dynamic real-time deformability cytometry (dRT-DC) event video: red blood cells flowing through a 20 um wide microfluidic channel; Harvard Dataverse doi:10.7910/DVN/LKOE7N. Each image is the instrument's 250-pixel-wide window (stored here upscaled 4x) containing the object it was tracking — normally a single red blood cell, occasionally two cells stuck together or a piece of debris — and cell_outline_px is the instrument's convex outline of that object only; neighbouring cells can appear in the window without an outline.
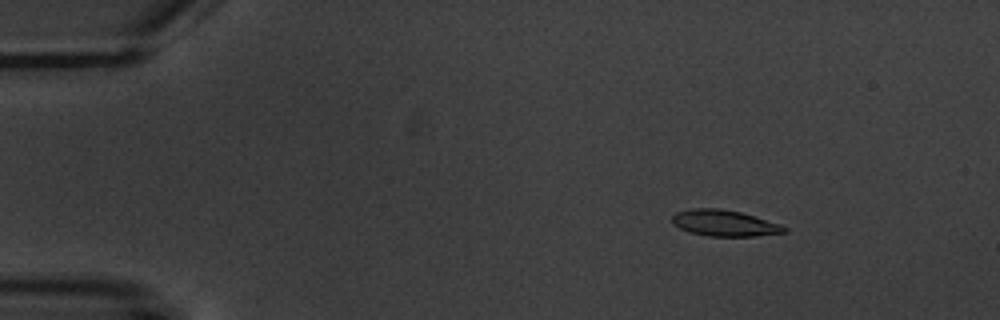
{"species": "common noctule bat (a hibernating species)", "species_latin": "Nyctalus noctula", "temperature_condition": "warm", "stored_images_in_passage": 13, "camera_frame_rate_fps": 3000, "um_per_image_px": 0.085, "animal": {"sex": "male", "body_mass_g": 20.1, "forearm_length_mm": 53.5}, "frame": {"image": 1, "passage_image": 3, "time_ms": 2.333, "image_size_px": [1000, 320], "cell_outline_px": [[788, 232], [756, 236], [708, 236], [688, 232], [672, 224], [672, 216], [676, 212], [692, 208], [720, 208], [740, 212], [780, 224], [788, 228]], "centroid_in_image_um": [61.56, 18.97], "position_along_channel_um": 23.4, "area_um2": 17.17}}
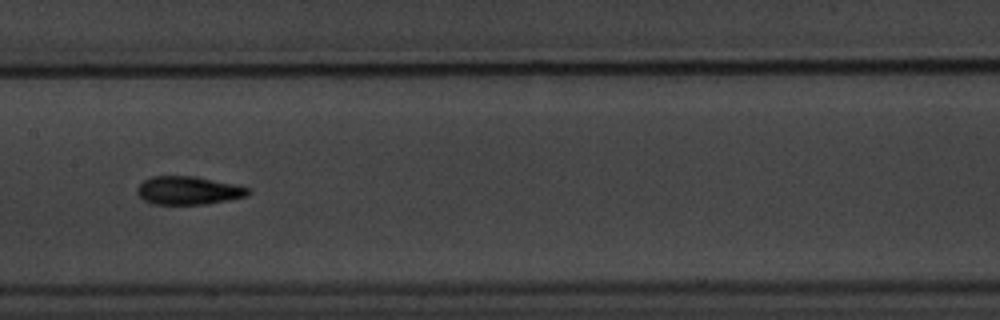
{"frame": {"image": 2, "passage_image": 8, "time_ms": 9.333, "image_size_px": [1000, 320], "cell_outline_px": [[252, 192], [248, 196], [228, 200], [204, 204], [152, 204], [144, 200], [136, 192], [136, 188], [144, 180], [152, 176], [196, 176], [232, 184], [248, 188]], "centroid_in_image_um": [15.99, 16.19], "position_along_channel_um": 191.4, "area_um2": 18.21}}
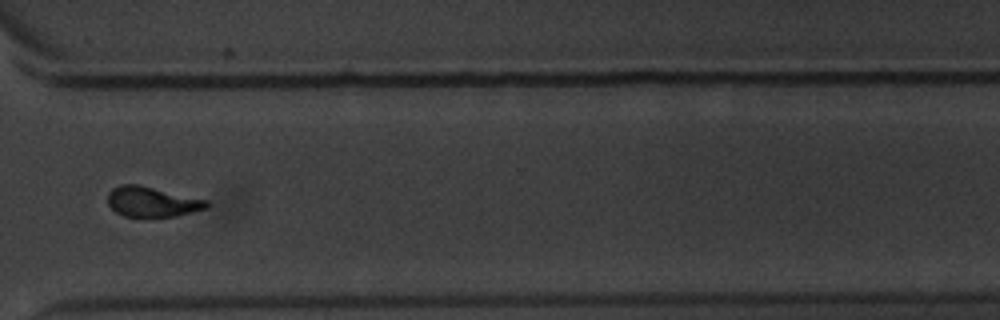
{"frame": {"image": 3, "passage_image": 12, "time_ms": 14.0, "image_size_px": [1000, 320], "cell_outline_px": [[208, 208], [176, 216], [124, 216], [116, 212], [108, 204], [108, 192], [112, 188], [120, 184], [136, 184], [208, 200]], "centroid_in_image_um": [12.91, 17.14], "position_along_channel_um": 357.7, "area_um2": 17.17}, "authors_computed_cell_mechanics": {"area_um2": 17.8024, "velocity_mm_per_s": 3.57, "shape_relaxation_time_tau1_ms": 2.8329, "shape_relaxation_time_tau2_ms": 2.7561, "deformation_change_tau1": 0.1329, "deformation_change_tau2": 0.0731}}